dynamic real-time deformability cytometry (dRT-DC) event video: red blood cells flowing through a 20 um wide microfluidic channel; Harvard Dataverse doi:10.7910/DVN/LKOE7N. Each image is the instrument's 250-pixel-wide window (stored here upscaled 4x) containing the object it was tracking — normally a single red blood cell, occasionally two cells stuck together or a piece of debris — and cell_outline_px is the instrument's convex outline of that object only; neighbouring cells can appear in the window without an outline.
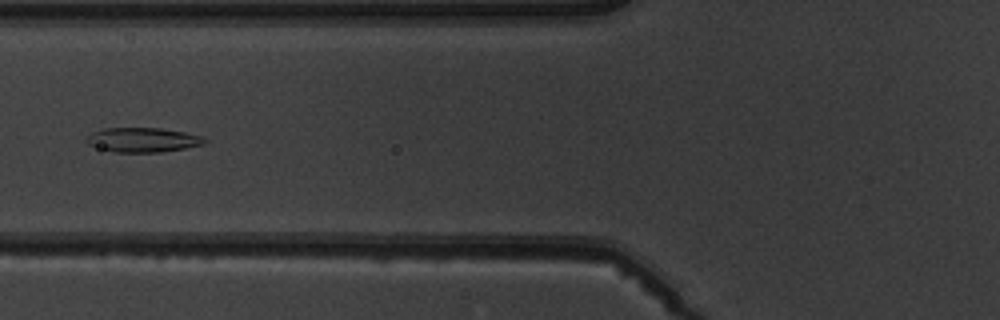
{"species": "common noctule bat (a hibernating species)", "species_latin": "Nyctalus noctula", "temperature_condition": "warm", "stored_images_in_passage": 7, "camera_frame_rate_fps": 3000, "um_per_image_px": 0.085, "animal": {"sex": "male", "body_mass_g": 19.5, "forearm_length_mm": 54.6}, "frame": {"image": 1, "passage_image": 7, "time_ms": 7.0, "image_size_px": [1000, 320], "cell_outline_px": [[208, 140], [204, 144], [184, 148], [160, 152], [112, 152], [88, 144], [84, 140], [84, 136], [92, 132], [104, 128], [160, 128], [184, 132], [200, 136]], "centroid_in_image_um": [12.08, 11.88], "position_along_channel_um": 113.7, "area_um2": 16.88}}